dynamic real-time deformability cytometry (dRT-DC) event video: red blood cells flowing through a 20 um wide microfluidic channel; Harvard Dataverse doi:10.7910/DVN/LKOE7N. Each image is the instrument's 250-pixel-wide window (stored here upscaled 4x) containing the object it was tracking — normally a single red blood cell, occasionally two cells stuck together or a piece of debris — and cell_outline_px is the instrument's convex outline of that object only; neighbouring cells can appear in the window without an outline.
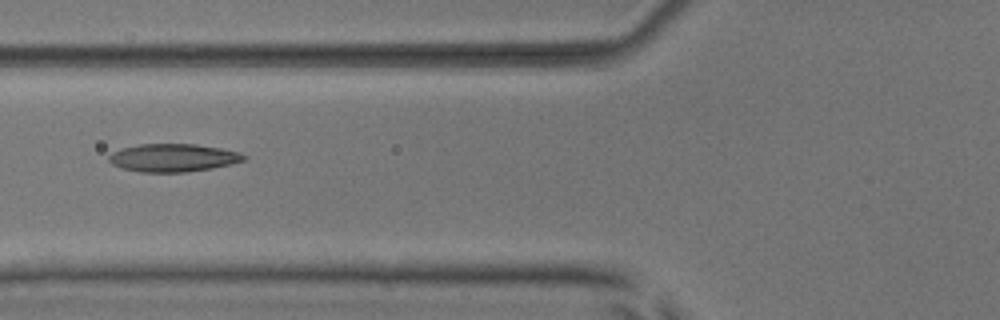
{"species": "common noctule bat (a hibernating species)", "species_latin": "Nyctalus noctula", "temperature_condition": "room temperature", "stored_images_in_passage": 5, "camera_frame_rate_fps": 3000, "um_per_image_px": 0.085, "animal": {"sex": "male", "body_mass_g": 17.9, "forearm_length_mm": 54.2}, "frame": {"image": 1, "passage_image": 5, "time_ms": 5.667, "image_size_px": [1000, 320], "cell_outline_px": [[248, 156], [244, 160], [232, 164], [212, 168], [184, 172], [140, 172], [120, 168], [112, 164], [108, 160], [108, 156], [112, 152], [124, 148], [140, 144], [196, 144], [220, 148], [240, 152]], "centroid_in_image_um": [14.72, 13.41], "position_along_channel_um": 111.1, "area_um2": 22.02}}